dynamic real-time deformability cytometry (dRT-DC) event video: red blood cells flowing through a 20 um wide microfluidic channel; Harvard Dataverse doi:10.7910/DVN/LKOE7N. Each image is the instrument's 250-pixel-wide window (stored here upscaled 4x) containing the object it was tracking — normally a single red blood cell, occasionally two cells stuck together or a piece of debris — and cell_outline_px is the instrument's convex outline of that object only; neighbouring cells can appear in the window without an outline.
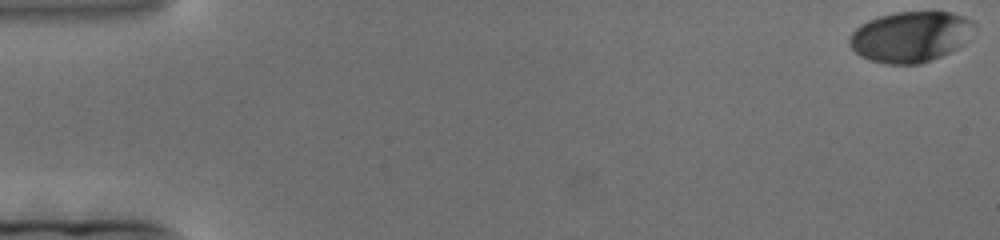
{"species": "human", "species_latin": "Homo sapiens", "temperature_condition": "cold", "stored_images_in_passage": 198, "camera_frame_rate_fps": 3000, "um_per_image_px": 0.085, "donor": {"sex": "female"}, "frame": {"image": 1, "passage_image": 1, "time_ms": 0.0, "image_size_px": [1000, 240], "cell_outline_px": [[976, 24], [964, 44], [940, 56], [920, 64], [884, 64], [868, 60], [860, 56], [848, 44], [848, 36], [860, 24], [868, 20], [880, 16], [896, 12], [952, 12], [964, 16], [972, 20]], "centroid_in_image_um": [77.36, 3.12], "position_along_channel_um": 7.6, "area_um2": 36.99}}
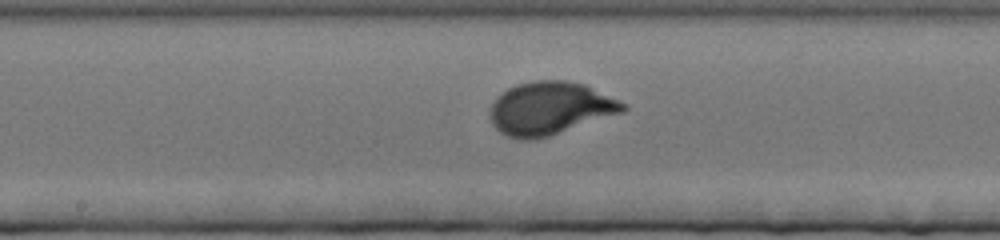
{"frame": {"image": 2, "passage_image": 104, "time_ms": 34.333, "image_size_px": [1000, 240], "cell_outline_px": [[628, 108], [624, 112], [536, 140], [520, 140], [508, 136], [500, 132], [492, 124], [488, 116], [488, 112], [496, 96], [508, 88], [516, 84], [532, 80], [568, 80], [584, 84], [628, 104]], "centroid_in_image_um": [46.73, 9.21], "position_along_channel_um": 201.5, "area_um2": 41.44}}
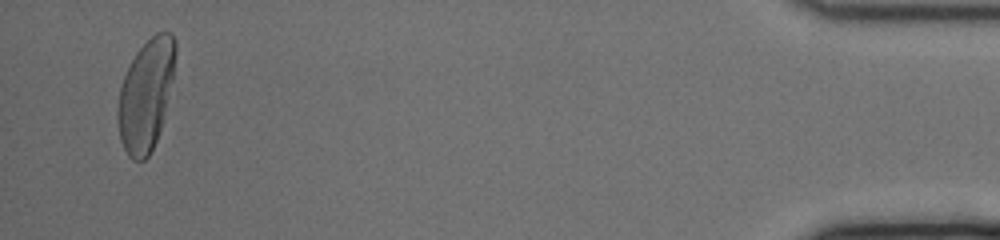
{"frame": {"image": 3, "passage_image": 191, "time_ms": 63.333, "image_size_px": [1000, 240], "cell_outline_px": [[176, 52], [172, 80], [160, 128], [156, 140], [148, 156], [144, 160], [132, 160], [128, 156], [120, 140], [116, 120], [116, 112], [120, 88], [124, 76], [136, 52], [156, 32], [172, 32], [176, 40]], "centroid_in_image_um": [12.38, 8.06], "position_along_channel_um": 422.8, "area_um2": 37.05}}